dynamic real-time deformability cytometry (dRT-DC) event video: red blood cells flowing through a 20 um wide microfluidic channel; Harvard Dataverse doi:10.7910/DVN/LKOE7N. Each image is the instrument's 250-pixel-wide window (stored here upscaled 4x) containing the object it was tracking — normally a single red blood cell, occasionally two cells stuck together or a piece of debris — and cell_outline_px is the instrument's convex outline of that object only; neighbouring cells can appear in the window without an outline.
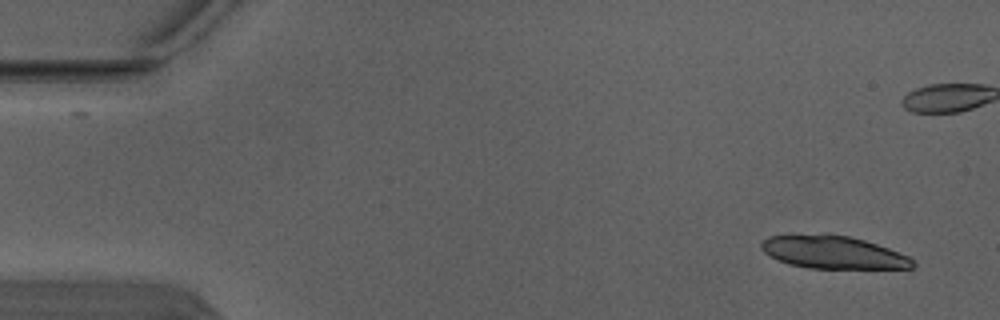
{"species": "Egyptian fruit bat (a non-hibernating species)", "species_latin": "Rousettus aegyptiacus", "temperature_condition": "warm", "stored_images_in_passage": 7, "camera_frame_rate_fps": 3000, "um_per_image_px": 0.085, "animal": {"sex": "male"}, "frame": {"image": 1, "passage_image": 1, "time_ms": 0.0, "image_size_px": [1000, 320], "cell_outline_px": [[916, 264], [912, 268], [808, 268], [788, 264], [764, 252], [760, 248], [760, 244], [768, 236], [848, 236], [864, 240], [888, 248], [908, 256], [916, 260]], "centroid_in_image_um": [70.87, 21.48], "position_along_channel_um": 14.1, "area_um2": 28.03}}
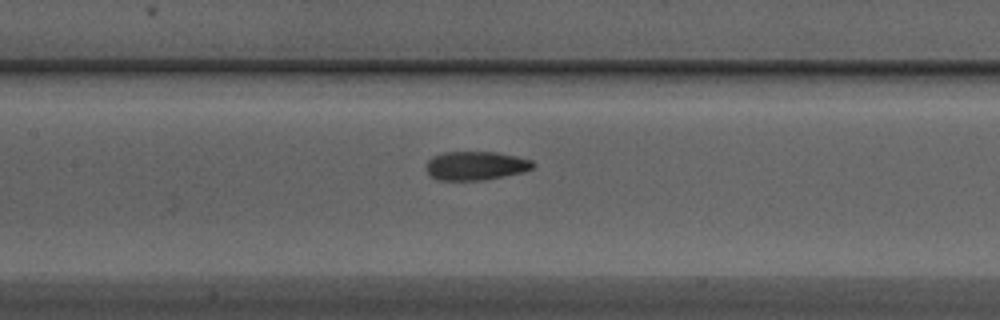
{"frame": {"image": 2, "passage_image": 7, "time_ms": 2.0, "image_size_px": [1000, 320], "cell_outline_px": [[536, 164], [532, 168], [524, 172], [484, 180], [436, 180], [424, 168], [428, 160], [432, 156], [444, 152], [496, 152], [516, 156], [532, 160]], "centroid_in_image_um": [40.43, 14.08], "position_along_channel_um": 167.0, "area_um2": 18.03}}